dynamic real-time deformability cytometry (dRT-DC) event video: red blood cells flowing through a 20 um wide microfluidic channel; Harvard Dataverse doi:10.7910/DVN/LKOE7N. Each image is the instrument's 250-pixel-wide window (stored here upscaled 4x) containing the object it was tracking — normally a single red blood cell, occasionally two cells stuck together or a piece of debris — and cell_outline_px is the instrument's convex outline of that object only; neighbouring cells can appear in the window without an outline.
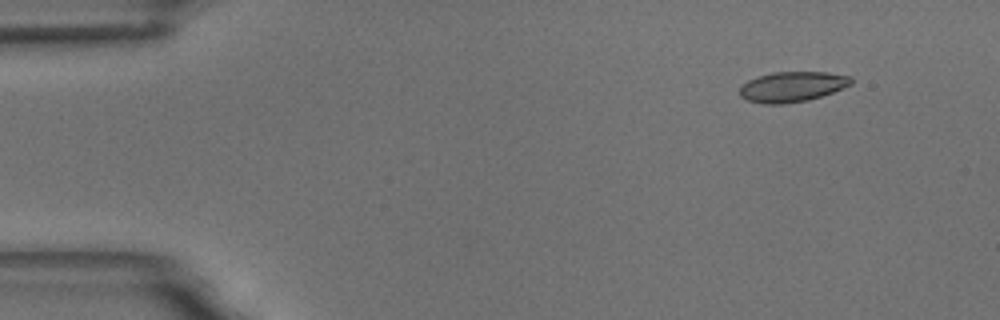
{"species": "common noctule bat (a hibernating species)", "species_latin": "Nyctalus noctula", "temperature_condition": "room temperature", "stored_images_in_passage": 5, "camera_frame_rate_fps": 3000, "um_per_image_px": 0.085, "animal": {"sex": "male", "body_mass_g": 18.8}, "frame": {"image": 1, "passage_image": 2, "time_ms": 1.0, "image_size_px": [1000, 320], "cell_outline_px": [[852, 84], [832, 92], [808, 100], [784, 104], [764, 104], [748, 100], [740, 96], [740, 88], [748, 80], [772, 72], [828, 72], [852, 76]], "centroid_in_image_um": [67.35, 7.37], "position_along_channel_um": 17.6, "area_um2": 19.54}}